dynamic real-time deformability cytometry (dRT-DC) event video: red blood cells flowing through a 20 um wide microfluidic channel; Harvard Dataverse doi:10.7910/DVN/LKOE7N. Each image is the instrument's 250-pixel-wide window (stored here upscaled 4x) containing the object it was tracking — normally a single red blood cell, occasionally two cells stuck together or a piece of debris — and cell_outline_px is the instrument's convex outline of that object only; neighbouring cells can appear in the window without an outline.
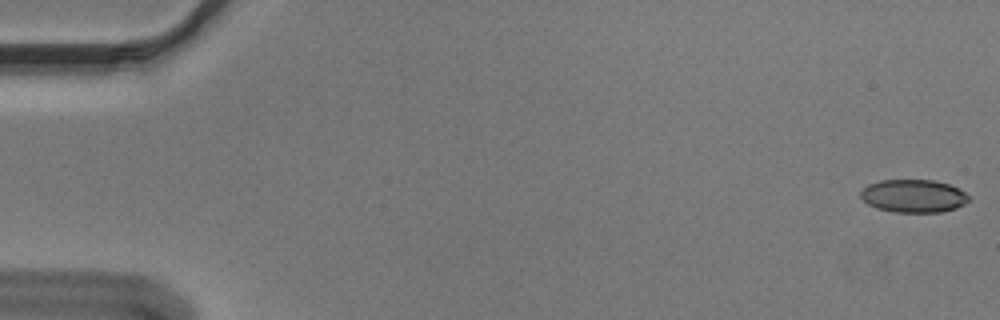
{"species": "Egyptian fruit bat (a non-hibernating species)", "species_latin": "Rousettus aegyptiacus", "temperature_condition": "cold", "stored_images_in_passage": 12, "camera_frame_rate_fps": 3000, "um_per_image_px": 0.085, "animal": {"sex": "male"}, "frame": {"image": 1, "passage_image": 1, "time_ms": 0.0, "image_size_px": [1000, 320], "cell_outline_px": [[968, 200], [964, 204], [956, 208], [940, 212], [896, 212], [876, 208], [868, 204], [860, 196], [860, 192], [868, 184], [880, 180], [932, 180], [948, 184], [964, 192], [968, 196]], "centroid_in_image_um": [77.62, 16.66], "position_along_channel_um": 7.4, "area_um2": 20.58}}